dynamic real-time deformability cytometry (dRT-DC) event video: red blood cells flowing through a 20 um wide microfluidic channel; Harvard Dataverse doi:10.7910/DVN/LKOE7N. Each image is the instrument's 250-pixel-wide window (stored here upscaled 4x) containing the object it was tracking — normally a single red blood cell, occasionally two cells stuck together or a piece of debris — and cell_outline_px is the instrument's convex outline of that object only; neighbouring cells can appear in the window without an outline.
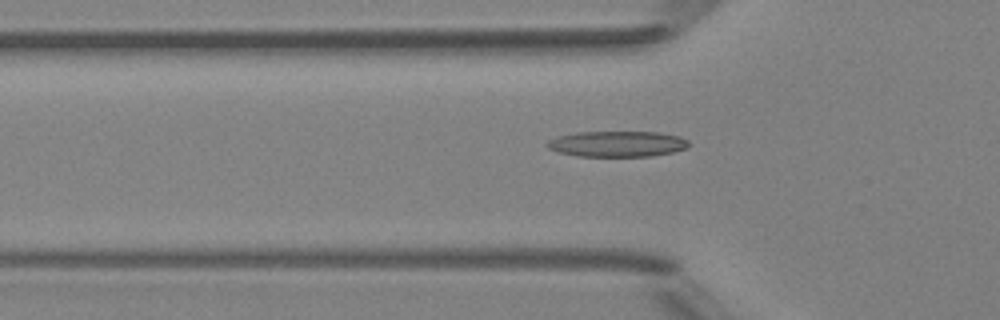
{"species": "Egyptian fruit bat (a non-hibernating species)", "species_latin": "Rousettus aegyptiacus", "temperature_condition": "room temperature", "stored_images_in_passage": 45, "camera_frame_rate_fps": 3000, "um_per_image_px": 0.085, "animal": {"sex": "female"}, "frame": {"image": 1, "passage_image": 17, "time_ms": 5.333, "image_size_px": [1000, 320], "cell_outline_px": [[688, 144], [684, 148], [672, 152], [652, 156], [576, 156], [556, 152], [548, 148], [544, 144], [548, 140], [556, 136], [576, 132], [660, 132], [680, 136], [688, 140]], "centroid_in_image_um": [52.39, 12.23], "position_along_channel_um": 73.4, "area_um2": 21.39}}
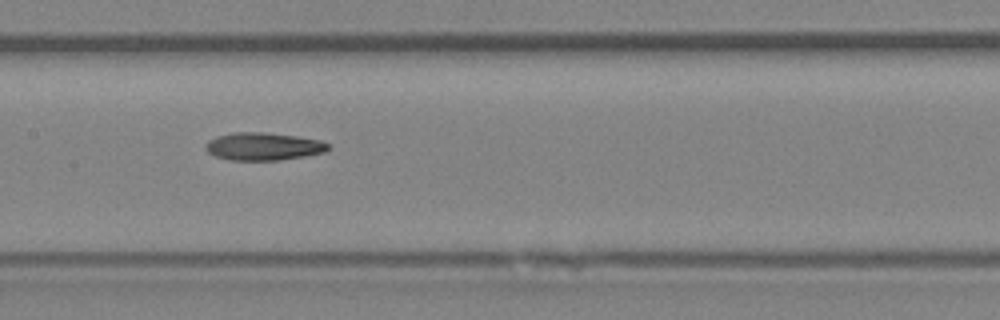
{"frame": {"image": 2, "passage_image": 25, "time_ms": 8.0, "image_size_px": [1000, 320], "cell_outline_px": [[328, 148], [324, 152], [304, 156], [280, 160], [228, 160], [216, 156], [208, 152], [204, 148], [204, 144], [208, 140], [216, 136], [236, 132], [264, 132], [296, 136], [320, 140], [328, 144]], "centroid_in_image_um": [22.33, 12.44], "position_along_channel_um": 185.1, "area_um2": 19.77}}
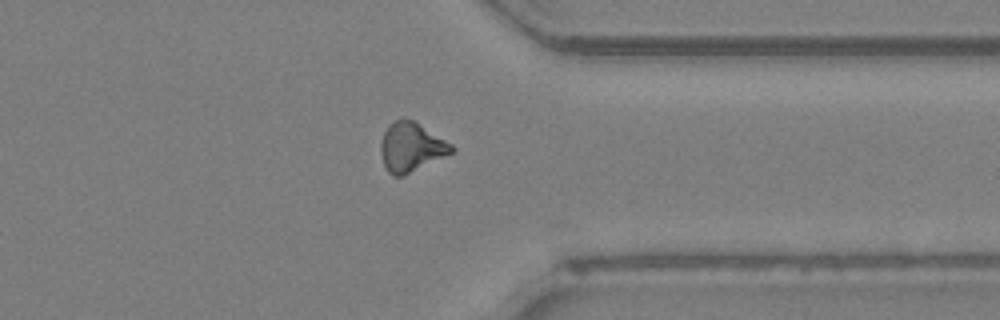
{"frame": {"image": 3, "passage_image": 39, "time_ms": 12.667, "image_size_px": [1000, 320], "cell_outline_px": [[456, 148], [452, 152], [400, 176], [392, 176], [388, 172], [384, 164], [380, 152], [380, 144], [384, 132], [388, 124], [396, 120], [412, 120], [452, 144]], "centroid_in_image_um": [34.91, 12.5], "position_along_channel_um": 376.5, "area_um2": 19.59}, "authors_computed_cell_mechanics": {"area_um2": 20.1144, "velocity_mm_per_s": 4.1903, "shape_relaxation_time_tau1_ms": 7.4701, "shape_relaxation_time_tau2_ms": null, "deformation_change_tau1": 0.187, "deformation_change_tau2": null}}